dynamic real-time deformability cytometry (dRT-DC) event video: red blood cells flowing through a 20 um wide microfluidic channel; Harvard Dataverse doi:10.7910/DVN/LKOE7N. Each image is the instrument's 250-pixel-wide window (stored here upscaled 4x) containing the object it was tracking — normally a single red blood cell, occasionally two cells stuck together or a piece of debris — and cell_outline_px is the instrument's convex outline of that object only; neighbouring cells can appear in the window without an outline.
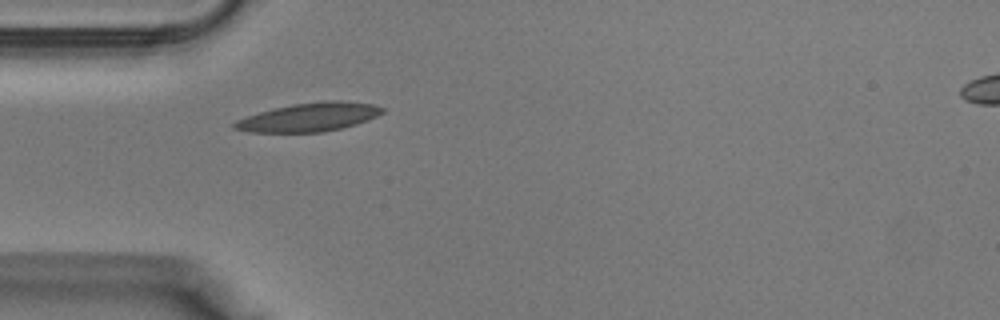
{"species": "Egyptian fruit bat (a non-hibernating species)", "species_latin": "Rousettus aegyptiacus", "temperature_condition": "warm", "stored_images_in_passage": 28, "camera_frame_rate_fps": 3000, "um_per_image_px": 0.085, "animal": {"sex": "male"}, "frame": {"image": 1, "passage_image": 1, "time_ms": 0.0, "image_size_px": [1000, 320], "cell_outline_px": [[384, 112], [368, 120], [356, 124], [340, 128], [320, 132], [248, 132], [232, 128], [232, 124], [236, 120], [272, 108], [292, 104], [324, 100], [340, 100], [372, 104], [384, 108]], "centroid_in_image_um": [26.26, 9.95], "position_along_channel_um": 58.7, "area_um2": 24.62}}
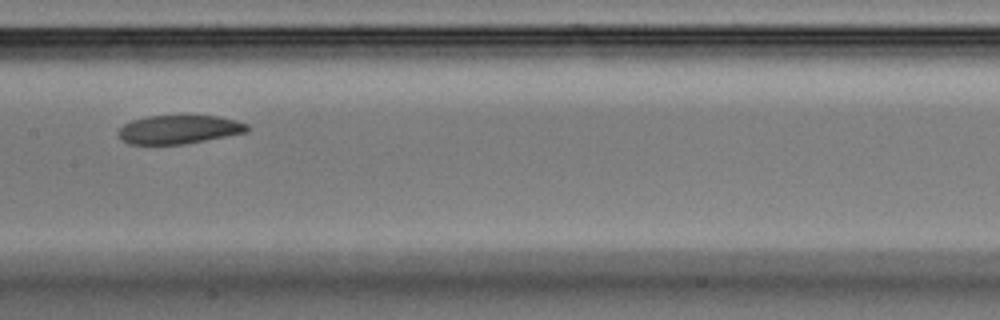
{"frame": {"image": 2, "passage_image": 9, "time_ms": 2.667, "image_size_px": [1000, 320], "cell_outline_px": [[248, 128], [244, 132], [204, 140], [180, 144], [128, 144], [120, 140], [120, 128], [124, 124], [132, 120], [148, 116], [216, 116], [236, 120], [248, 124]], "centroid_in_image_um": [15.16, 11.0], "position_along_channel_um": 192.2, "area_um2": 21.04}}
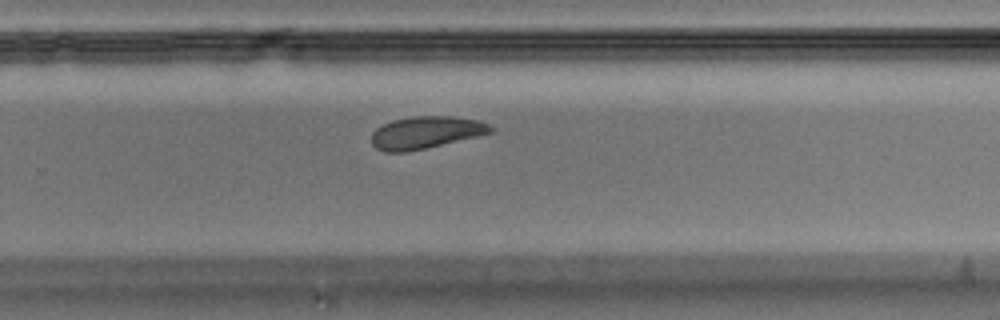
{"frame": {"image": 3, "passage_image": 15, "time_ms": 4.667, "image_size_px": [1000, 320], "cell_outline_px": [[492, 132], [476, 136], [424, 148], [404, 152], [384, 152], [376, 148], [372, 144], [372, 132], [376, 128], [392, 120], [412, 116], [452, 116], [476, 120], [488, 124], [492, 128]], "centroid_in_image_um": [36.13, 11.25], "position_along_channel_um": 293.7, "area_um2": 22.02}}